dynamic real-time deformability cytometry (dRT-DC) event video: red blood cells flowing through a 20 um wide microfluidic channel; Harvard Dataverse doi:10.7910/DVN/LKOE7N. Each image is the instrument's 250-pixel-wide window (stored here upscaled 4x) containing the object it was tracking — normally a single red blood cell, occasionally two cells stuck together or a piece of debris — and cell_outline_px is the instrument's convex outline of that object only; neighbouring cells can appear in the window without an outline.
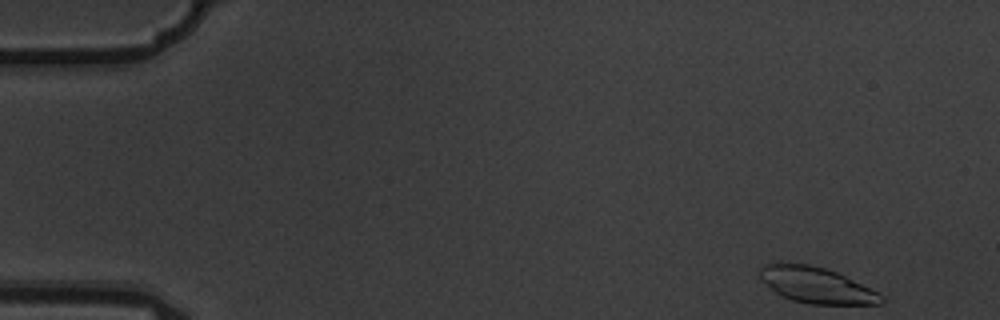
{"species": "common noctule bat (a hibernating species)", "species_latin": "Nyctalus noctula", "temperature_condition": "warm", "stored_images_in_passage": 7, "camera_frame_rate_fps": 3000, "um_per_image_px": 0.085, "animal": {"sex": "male", "body_mass_g": 19.5, "forearm_length_mm": 54.6}, "frame": {"image": 1, "passage_image": 1, "time_ms": 0.0, "image_size_px": [1000, 320], "cell_outline_px": [[884, 300], [880, 304], [808, 304], [792, 300], [780, 296], [760, 276], [760, 268], [764, 264], [808, 264], [824, 268], [836, 272], [880, 292], [884, 296]], "centroid_in_image_um": [69.46, 24.26], "position_along_channel_um": 15.5, "area_um2": 25.03}}
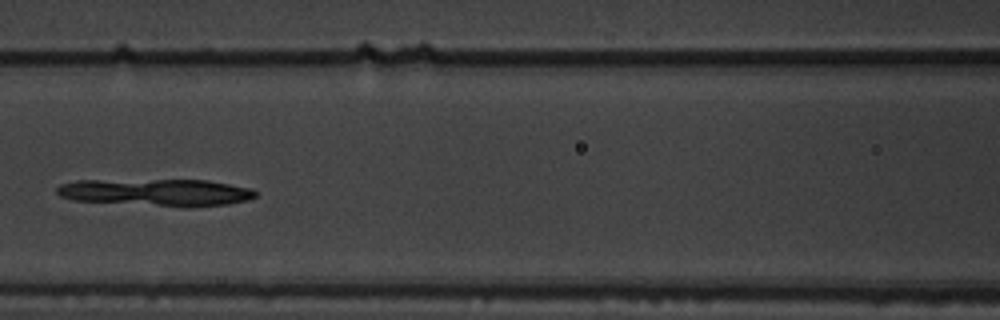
{"frame": {"image": 2, "passage_image": 7, "time_ms": 2.0, "image_size_px": [1000, 320], "cell_outline_px": [[256, 196], [248, 200], [228, 204], [192, 208], [184, 208], [72, 200], [60, 196], [56, 192], [56, 188], [60, 184], [76, 180], [208, 180], [252, 188], [256, 192]], "centroid_in_image_um": [13.3, 16.37], "position_along_channel_um": 153.3, "area_um2": 32.02}}